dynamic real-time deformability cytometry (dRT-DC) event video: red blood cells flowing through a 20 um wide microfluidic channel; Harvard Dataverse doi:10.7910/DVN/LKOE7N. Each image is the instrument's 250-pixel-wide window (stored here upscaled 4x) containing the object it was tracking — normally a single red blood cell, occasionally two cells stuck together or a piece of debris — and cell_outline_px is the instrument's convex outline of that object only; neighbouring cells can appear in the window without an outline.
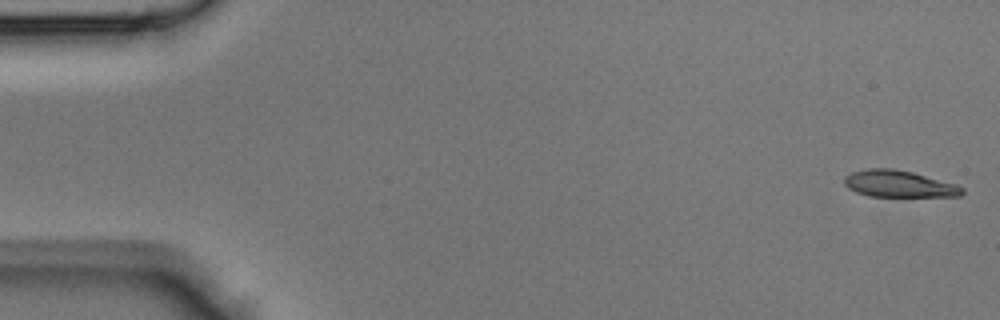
{"species": "Egyptian fruit bat (a non-hibernating species)", "species_latin": "Rousettus aegyptiacus", "temperature_condition": "room temperature", "stored_images_in_passage": 44, "camera_frame_rate_fps": 3000, "um_per_image_px": 0.085, "animal": {"sex": "male"}, "frame": {"image": 1, "passage_image": 1, "time_ms": 0.0, "image_size_px": [1000, 320], "cell_outline_px": [[964, 192], [960, 196], [868, 196], [856, 192], [848, 188], [844, 184], [844, 176], [852, 172], [868, 168], [892, 168], [912, 172], [956, 184], [964, 188]], "centroid_in_image_um": [76.38, 15.62], "position_along_channel_um": 8.6, "area_um2": 18.32}}
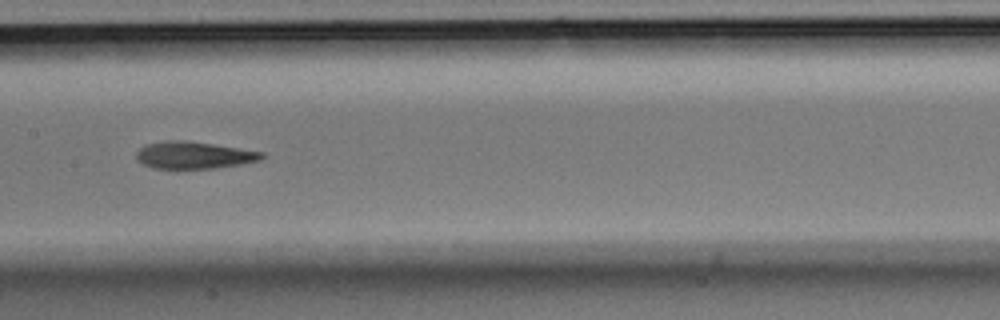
{"frame": {"image": 2, "passage_image": 22, "time_ms": 7.0, "image_size_px": [1000, 320], "cell_outline_px": [[264, 156], [260, 160], [240, 164], [212, 168], [152, 168], [136, 160], [136, 152], [140, 148], [148, 144], [164, 140], [188, 140], [264, 152]], "centroid_in_image_um": [16.45, 13.18], "position_along_channel_um": 190.9, "area_um2": 19.71}}
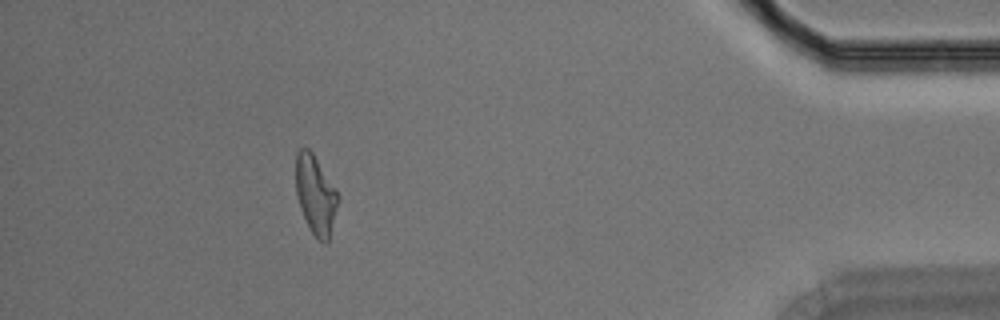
{"frame": {"image": 3, "passage_image": 40, "time_ms": 13.0, "image_size_px": [1000, 320], "cell_outline_px": [[340, 200], [328, 240], [324, 244], [312, 232], [300, 208], [296, 196], [296, 152], [300, 148], [308, 148], [312, 152], [336, 188], [340, 196]], "centroid_in_image_um": [26.84, 16.53], "position_along_channel_um": 408.4, "area_um2": 19.36}}